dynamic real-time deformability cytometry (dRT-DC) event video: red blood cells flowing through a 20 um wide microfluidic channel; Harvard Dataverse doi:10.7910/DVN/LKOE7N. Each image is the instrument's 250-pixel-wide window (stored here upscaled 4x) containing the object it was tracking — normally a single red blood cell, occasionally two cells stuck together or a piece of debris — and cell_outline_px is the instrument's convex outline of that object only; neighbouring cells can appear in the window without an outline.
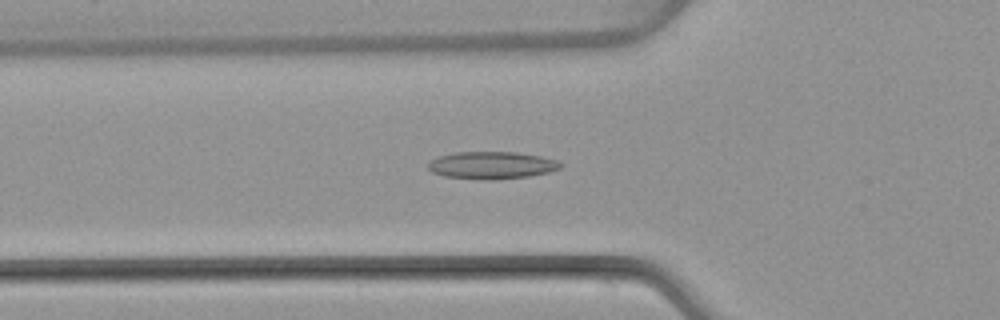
{"species": "common noctule bat (a hibernating species)", "species_latin": "Nyctalus noctula", "temperature_condition": "warm", "stored_images_in_passage": 51, "camera_frame_rate_fps": 3000, "um_per_image_px": 0.085, "animal": {"sex": "female", "body_mass_g": 22.7, "forearm_length_mm": 54.2}, "frame": {"image": 1, "passage_image": 18, "time_ms": 5.667, "image_size_px": [1000, 320], "cell_outline_px": [[564, 164], [560, 168], [548, 172], [528, 176], [496, 180], [480, 180], [444, 176], [432, 172], [428, 168], [428, 164], [432, 160], [440, 156], [456, 152], [516, 152], [540, 156], [556, 160]], "centroid_in_image_um": [41.8, 14.05], "position_along_channel_um": 84.0, "area_um2": 21.1}}
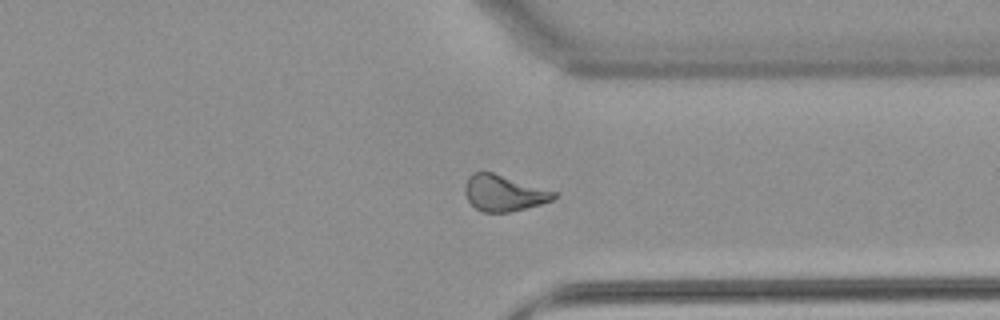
{"frame": {"image": 2, "passage_image": 39, "time_ms": 12.667, "image_size_px": [1000, 320], "cell_outline_px": [[556, 196], [552, 200], [540, 204], [508, 212], [480, 212], [468, 200], [464, 192], [464, 184], [468, 176], [472, 172], [492, 172], [556, 192]], "centroid_in_image_um": [42.76, 16.4], "position_along_channel_um": 368.6, "area_um2": 18.5}}
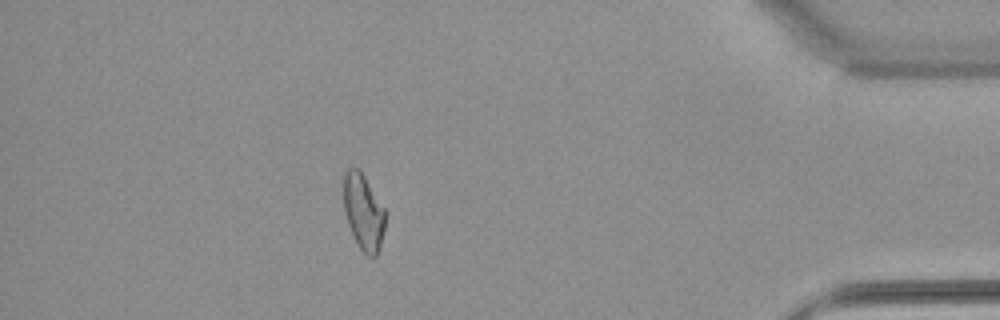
{"frame": {"image": 3, "passage_image": 45, "time_ms": 14.667, "image_size_px": [1000, 320], "cell_outline_px": [[384, 228], [380, 248], [376, 256], [372, 260], [356, 244], [348, 224], [344, 212], [344, 172], [348, 168], [360, 168], [384, 208]], "centroid_in_image_um": [30.88, 18.03], "position_along_channel_um": 404.3, "area_um2": 18.5}, "authors_computed_cell_mechanics": {"area_um2": 19.652, "velocity_mm_per_s": 4.0672, "shape_relaxation_time_tau1_ms": null, "shape_relaxation_time_tau2_ms": 2.9523, "deformation_change_tau1": null, "deformation_change_tau2": 0.0974}}